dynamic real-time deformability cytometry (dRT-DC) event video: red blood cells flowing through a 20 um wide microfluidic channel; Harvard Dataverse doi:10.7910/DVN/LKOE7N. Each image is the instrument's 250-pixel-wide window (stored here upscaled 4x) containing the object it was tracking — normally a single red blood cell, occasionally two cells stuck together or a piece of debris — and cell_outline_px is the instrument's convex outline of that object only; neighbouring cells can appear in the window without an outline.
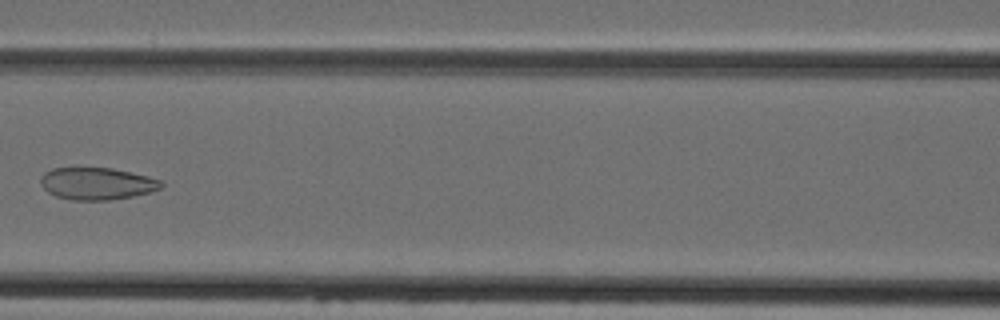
{"species": "Egyptian fruit bat (a non-hibernating species)", "species_latin": "Rousettus aegyptiacus", "temperature_condition": "cold", "stored_images_in_passage": 4, "camera_frame_rate_fps": 3000, "um_per_image_px": 0.085, "animal": {"sex": "female"}, "frame": {"image": 1, "passage_image": 3, "time_ms": 2.333, "image_size_px": [1000, 320], "cell_outline_px": [[164, 184], [160, 188], [152, 192], [132, 196], [108, 200], [72, 200], [56, 196], [48, 192], [40, 184], [40, 176], [44, 172], [52, 168], [112, 168], [148, 176], [164, 180]], "centroid_in_image_um": [8.25, 15.6], "position_along_channel_um": 158.4, "area_um2": 22.72}}
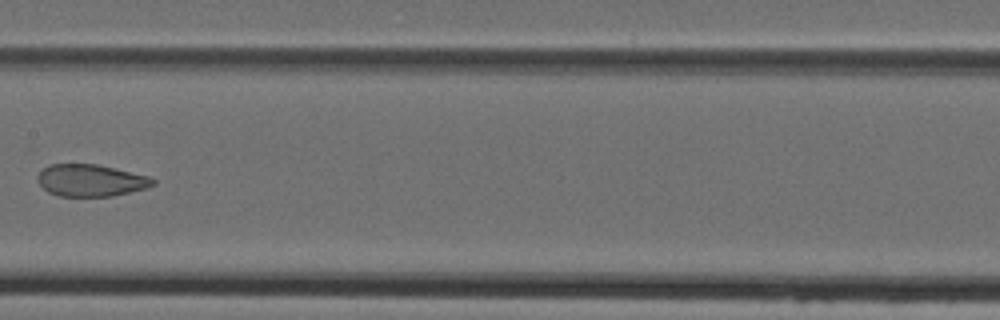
{"frame": {"image": 2, "passage_image": 4, "time_ms": 3.333, "image_size_px": [1000, 320], "cell_outline_px": [[156, 184], [148, 188], [112, 196], [60, 196], [48, 192], [36, 180], [36, 176], [48, 164], [96, 164], [148, 176], [156, 180]], "centroid_in_image_um": [7.71, 15.33], "position_along_channel_um": 199.7, "area_um2": 21.5}}